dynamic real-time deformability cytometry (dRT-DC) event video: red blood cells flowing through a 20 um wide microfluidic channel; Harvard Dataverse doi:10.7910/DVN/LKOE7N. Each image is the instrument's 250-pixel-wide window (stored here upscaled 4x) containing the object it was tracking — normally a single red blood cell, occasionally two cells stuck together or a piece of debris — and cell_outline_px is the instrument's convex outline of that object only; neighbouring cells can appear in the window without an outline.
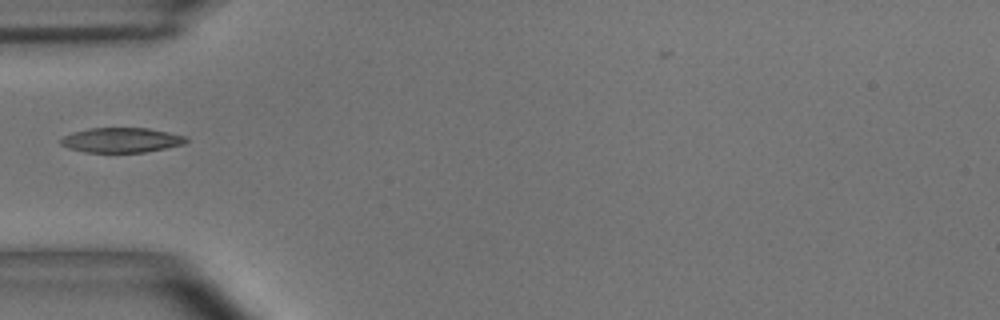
{"species": "common noctule bat (a hibernating species)", "species_latin": "Nyctalus noctula", "temperature_condition": "room temperature", "stored_images_in_passage": 34, "camera_frame_rate_fps": 3000, "um_per_image_px": 0.085, "animal": {"sex": "male", "body_mass_g": 15.6}, "frame": {"image": 1, "passage_image": 1, "time_ms": 0.0, "image_size_px": [1000, 320], "cell_outline_px": [[188, 140], [184, 144], [144, 152], [84, 152], [68, 148], [60, 144], [60, 140], [64, 136], [72, 132], [88, 128], [148, 128], [168, 132], [184, 136]], "centroid_in_image_um": [10.27, 11.9], "position_along_channel_um": 74.7, "area_um2": 18.03}}
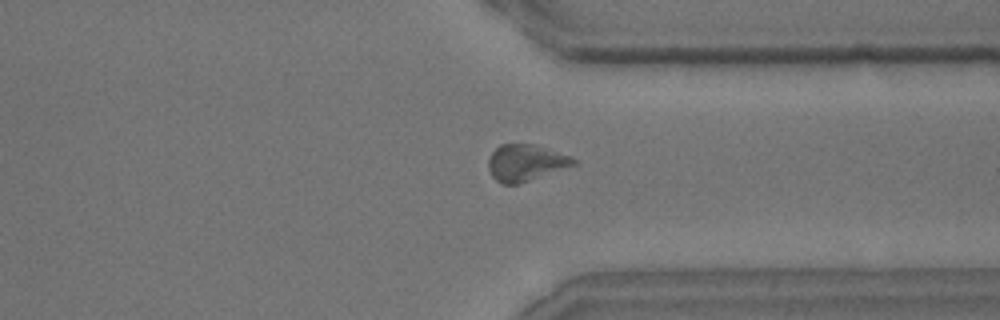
{"frame": {"image": 2, "passage_image": 25, "time_ms": 8.0, "image_size_px": [1000, 320], "cell_outline_px": [[576, 164], [520, 184], [504, 184], [496, 180], [492, 176], [488, 168], [488, 160], [492, 152], [500, 144], [532, 144], [568, 156], [576, 160]], "centroid_in_image_um": [44.63, 13.85], "position_along_channel_um": 366.8, "area_um2": 17.8}}
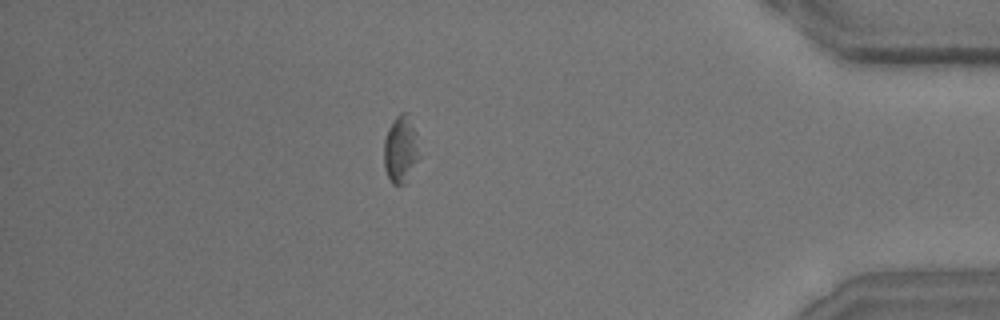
{"frame": {"image": 3, "passage_image": 31, "time_ms": 10.0, "image_size_px": [1000, 320], "cell_outline_px": [[420, 156], [408, 180], [400, 188], [392, 184], [384, 168], [384, 140], [388, 128], [396, 116], [400, 112], [408, 112], [416, 132]], "centroid_in_image_um": [34.07, 12.72], "position_along_channel_um": 401.1, "area_um2": 14.22}}